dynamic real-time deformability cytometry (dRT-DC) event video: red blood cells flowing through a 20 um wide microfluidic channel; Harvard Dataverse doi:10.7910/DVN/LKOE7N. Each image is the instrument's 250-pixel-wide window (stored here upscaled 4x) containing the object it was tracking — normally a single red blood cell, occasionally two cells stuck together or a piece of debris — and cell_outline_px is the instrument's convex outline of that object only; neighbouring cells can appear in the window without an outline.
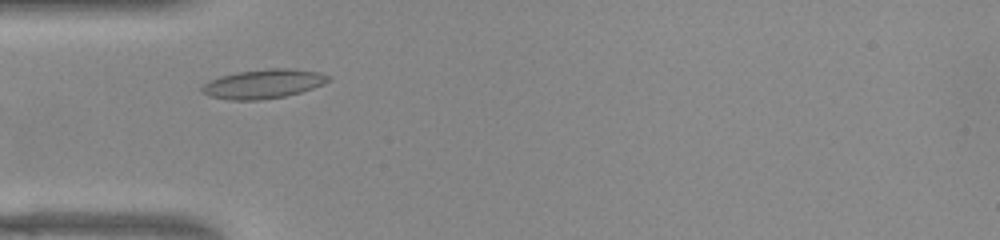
{"species": "common noctule bat (a hibernating species)", "species_latin": "Nyctalus noctula", "temperature_condition": "warm", "stored_images_in_passage": 42, "camera_frame_rate_fps": 3000, "um_per_image_px": 0.085, "animal": {"sex": "female", "body_mass_g": 22.0, "forearm_length_mm": 56.7}, "frame": {"image": 1, "passage_image": 6, "time_ms": 1.667, "image_size_px": [1000, 240], "cell_outline_px": [[332, 80], [324, 84], [300, 92], [284, 96], [256, 100], [228, 100], [208, 96], [200, 88], [208, 80], [220, 76], [236, 72], [268, 68], [284, 68], [320, 72], [332, 76]], "centroid_in_image_um": [22.39, 7.12], "position_along_channel_um": 62.6, "area_um2": 21.56}}
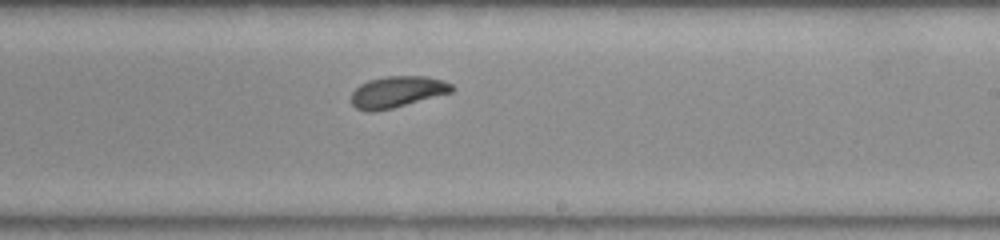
{"frame": {"image": 2, "passage_image": 21, "time_ms": 6.667, "image_size_px": [1000, 240], "cell_outline_px": [[456, 88], [452, 92], [392, 108], [372, 112], [368, 112], [356, 108], [352, 104], [352, 92], [360, 84], [368, 80], [388, 76], [424, 76], [444, 80], [452, 84]], "centroid_in_image_um": [33.77, 7.8], "position_along_channel_um": 255.2, "area_um2": 18.32}}
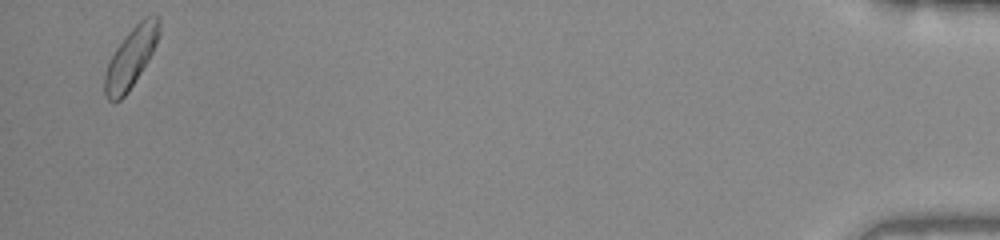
{"frame": {"image": 3, "passage_image": 41, "time_ms": 13.333, "image_size_px": [1000, 240], "cell_outline_px": [[160, 32], [156, 44], [148, 60], [128, 92], [120, 100], [112, 104], [104, 96], [104, 72], [116, 48], [128, 32], [144, 16], [160, 16]], "centroid_in_image_um": [11.11, 4.93], "position_along_channel_um": 424.1, "area_um2": 19.02}, "authors_computed_cell_mechanics": {"area_um2": 18.4671, "velocity_mm_per_s": 3.8714, "shape_relaxation_time_tau1_ms": 2.4507, "shape_relaxation_time_tau2_ms": 5.5372, "deformation_change_tau1": 0.1175, "deformation_change_tau2": 0.0968}}